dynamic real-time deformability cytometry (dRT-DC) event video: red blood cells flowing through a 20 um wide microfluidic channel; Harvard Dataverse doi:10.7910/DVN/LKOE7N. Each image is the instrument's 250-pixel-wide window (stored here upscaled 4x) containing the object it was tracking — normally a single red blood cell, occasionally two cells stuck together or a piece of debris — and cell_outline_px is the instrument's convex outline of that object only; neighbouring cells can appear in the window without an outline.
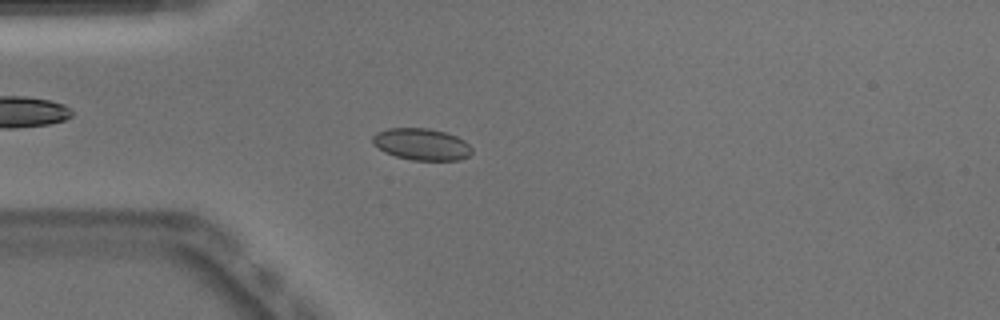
{"species": "Egyptian fruit bat (a non-hibernating species)", "species_latin": "Rousettus aegyptiacus", "temperature_condition": "warm", "stored_images_in_passage": 50, "camera_frame_rate_fps": 3000, "um_per_image_px": 0.085, "animal": {"sex": "male"}, "frame": {"image": 1, "passage_image": 13, "time_ms": 4.0, "image_size_px": [1000, 320], "cell_outline_px": [[472, 152], [468, 156], [460, 160], [412, 160], [396, 156], [384, 152], [372, 144], [372, 136], [376, 132], [388, 128], [428, 128], [444, 132], [456, 136], [464, 140], [472, 148]], "centroid_in_image_um": [35.81, 12.26], "position_along_channel_um": 49.2, "area_um2": 18.44}}
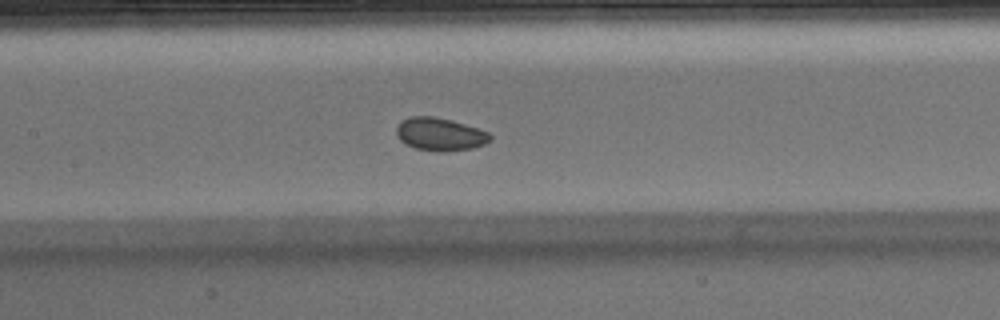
{"frame": {"image": 2, "passage_image": 23, "time_ms": 7.333, "image_size_px": [1000, 320], "cell_outline_px": [[492, 140], [484, 144], [472, 148], [444, 152], [436, 152], [416, 148], [404, 144], [396, 136], [396, 128], [400, 120], [408, 116], [432, 116], [452, 120], [488, 132], [492, 136]], "centroid_in_image_um": [37.36, 11.41], "position_along_channel_um": 170.0, "area_um2": 18.21}}
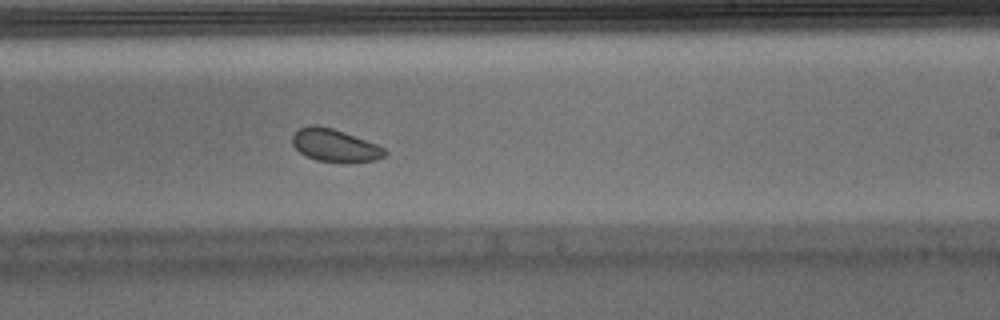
{"frame": {"image": 3, "passage_image": 30, "time_ms": 9.667, "image_size_px": [1000, 320], "cell_outline_px": [[388, 152], [384, 156], [376, 160], [348, 164], [316, 160], [300, 152], [292, 144], [292, 136], [300, 128], [312, 124], [316, 124], [332, 128], [344, 132], [376, 144], [384, 148]], "centroid_in_image_um": [28.48, 12.38], "position_along_channel_um": 260.5, "area_um2": 17.74}, "authors_computed_cell_mechanics": {"area_um2": 18.3226, "velocity_mm_per_s": 3.89, "shape_relaxation_time_tau1_ms": 0.9293, "shape_relaxation_time_tau2_ms": 3.4257, "deformation_change_tau1": 0.033, "deformation_change_tau2": 0.0707}}